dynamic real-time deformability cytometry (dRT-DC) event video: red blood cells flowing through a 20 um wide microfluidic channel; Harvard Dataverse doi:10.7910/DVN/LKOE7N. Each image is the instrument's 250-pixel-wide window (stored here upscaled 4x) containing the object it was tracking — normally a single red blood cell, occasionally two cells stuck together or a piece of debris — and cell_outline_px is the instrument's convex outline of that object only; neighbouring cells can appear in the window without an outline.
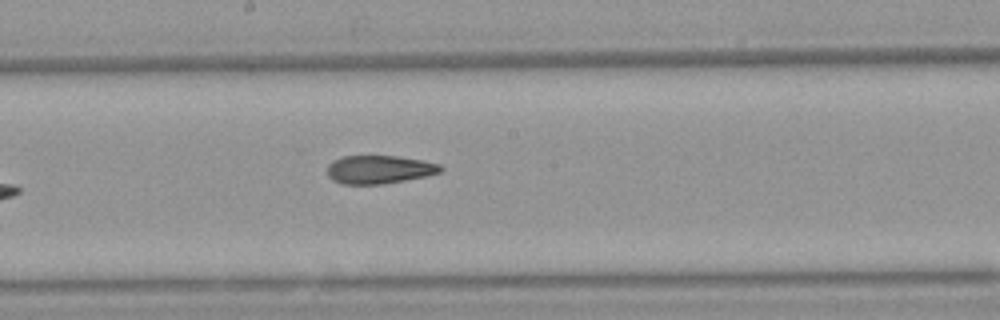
{"species": "Egyptian fruit bat (a non-hibernating species)", "species_latin": "Rousettus aegyptiacus", "temperature_condition": "warm", "stored_images_in_passage": 9, "camera_frame_rate_fps": 3000, "um_per_image_px": 0.085, "animal": {"sex": "female"}, "frame": {"image": 1, "passage_image": 9, "time_ms": 9.667, "image_size_px": [1000, 320], "cell_outline_px": [[444, 168], [440, 172], [424, 176], [404, 180], [380, 184], [344, 184], [332, 180], [328, 176], [328, 164], [332, 160], [340, 156], [396, 156], [420, 160], [440, 164]], "centroid_in_image_um": [32.19, 14.4], "position_along_channel_um": 216.0, "area_um2": 18.55}}